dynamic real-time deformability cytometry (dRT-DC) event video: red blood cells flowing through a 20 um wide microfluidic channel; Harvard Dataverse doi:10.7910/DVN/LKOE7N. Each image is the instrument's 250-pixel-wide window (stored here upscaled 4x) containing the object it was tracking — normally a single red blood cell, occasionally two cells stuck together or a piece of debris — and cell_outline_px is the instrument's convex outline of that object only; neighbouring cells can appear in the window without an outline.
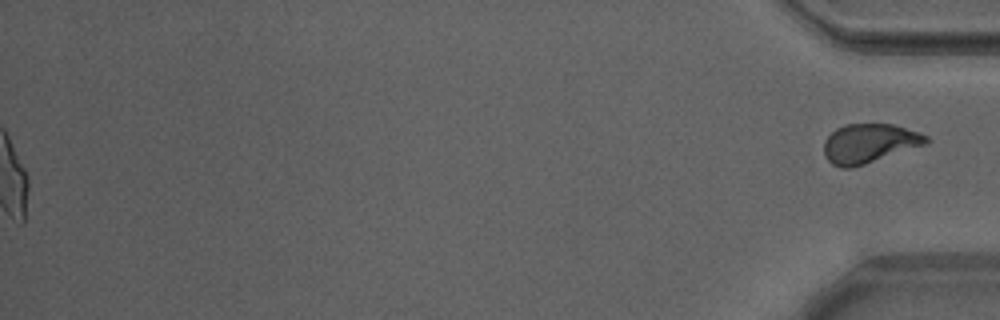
{"species": "Egyptian fruit bat (a non-hibernating species)", "species_latin": "Rousettus aegyptiacus", "temperature_condition": "warm", "stored_images_in_passage": 54, "segment_of_instrument_passage": [2, 2], "camera_frame_rate_fps": 3000, "um_per_image_px": 0.085, "animal": {"sex": "male"}, "frame": {"image": 1, "passage_image": 54, "time_ms": 17.667, "image_size_px": [1000, 320], "cell_outline_px": [[928, 144], [852, 168], [840, 168], [832, 164], [824, 156], [824, 140], [836, 128], [844, 124], [892, 124], [920, 132], [928, 136]], "centroid_in_image_um": [73.88, 12.19], "position_along_channel_um": 361.3, "area_um2": 23.52}}